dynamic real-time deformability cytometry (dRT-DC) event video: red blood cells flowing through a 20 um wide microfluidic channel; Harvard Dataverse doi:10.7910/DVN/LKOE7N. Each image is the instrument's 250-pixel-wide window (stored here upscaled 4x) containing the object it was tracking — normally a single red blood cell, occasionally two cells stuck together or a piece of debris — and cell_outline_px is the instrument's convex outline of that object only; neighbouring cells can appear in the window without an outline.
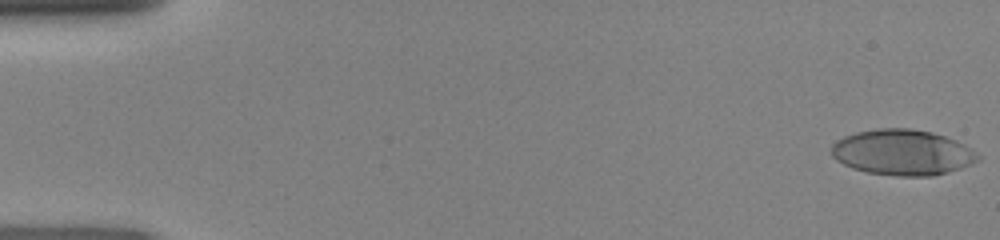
{"species": "human", "species_latin": "Homo sapiens", "temperature_condition": "room temperature", "stored_images_in_passage": 48, "camera_frame_rate_fps": 3000, "um_per_image_px": 0.085, "donor": {"sex": "female"}, "frame": {"image": 1, "passage_image": 1, "time_ms": 0.0, "image_size_px": [1000, 240], "cell_outline_px": [[980, 160], [972, 164], [948, 172], [932, 176], [896, 176], [868, 172], [852, 168], [836, 160], [832, 156], [832, 144], [836, 140], [844, 136], [856, 132], [876, 128], [912, 128], [932, 132], [956, 140], [976, 152], [980, 156]], "centroid_in_image_um": [76.71, 12.95], "position_along_channel_um": 8.3, "area_um2": 39.07}}
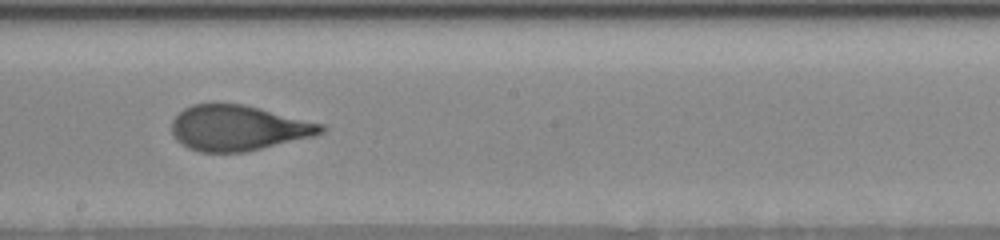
{"frame": {"image": 2, "passage_image": 27, "time_ms": 8.667, "image_size_px": [1000, 240], "cell_outline_px": [[324, 132], [312, 136], [244, 152], [200, 152], [188, 148], [180, 144], [176, 140], [172, 132], [172, 120], [184, 108], [192, 104], [244, 104], [324, 124]], "centroid_in_image_um": [20.21, 10.88], "position_along_channel_um": 228.0, "area_um2": 39.19}}
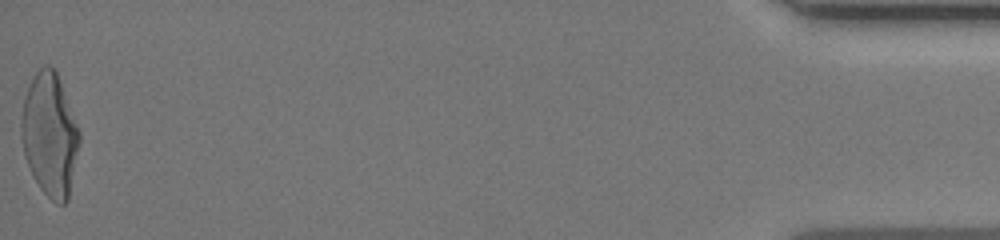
{"frame": {"image": 3, "passage_image": 48, "time_ms": 15.667, "image_size_px": [1000, 240], "cell_outline_px": [[80, 140], [68, 200], [64, 204], [56, 204], [40, 188], [24, 156], [20, 136], [20, 120], [24, 96], [36, 72], [44, 64], [48, 64], [56, 72], [80, 132]], "centroid_in_image_um": [4.21, 11.46], "position_along_channel_um": 431.0, "area_um2": 41.33}}